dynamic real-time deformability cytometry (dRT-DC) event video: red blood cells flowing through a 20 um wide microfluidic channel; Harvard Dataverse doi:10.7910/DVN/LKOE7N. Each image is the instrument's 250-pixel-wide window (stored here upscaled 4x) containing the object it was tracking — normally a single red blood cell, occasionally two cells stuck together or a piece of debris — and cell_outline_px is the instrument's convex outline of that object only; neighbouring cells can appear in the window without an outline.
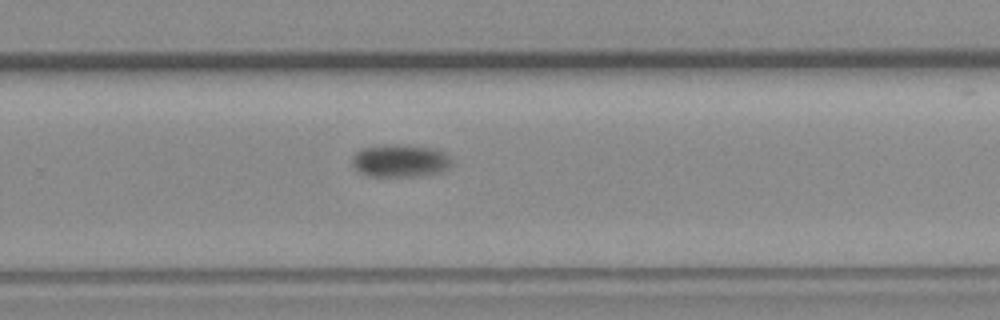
{"species": "common noctule bat (a hibernating species)", "species_latin": "Nyctalus noctula", "temperature_condition": "room temperature", "stored_images_in_passage": 10, "camera_frame_rate_fps": 3000, "um_per_image_px": 0.085, "animal": {"sex": "female", "body_mass_g": 19.3, "forearm_length_mm": 54.1}, "frame": {"image": 1, "passage_image": 9, "time_ms": 2.667, "image_size_px": [1000, 320], "cell_outline_px": [[452, 164], [448, 168], [440, 172], [416, 176], [368, 176], [360, 172], [352, 164], [352, 156], [360, 148], [384, 144], [404, 144], [432, 148], [444, 152], [448, 156]], "centroid_in_image_um": [33.98, 13.64], "position_along_channel_um": 295.8, "area_um2": 19.07}}